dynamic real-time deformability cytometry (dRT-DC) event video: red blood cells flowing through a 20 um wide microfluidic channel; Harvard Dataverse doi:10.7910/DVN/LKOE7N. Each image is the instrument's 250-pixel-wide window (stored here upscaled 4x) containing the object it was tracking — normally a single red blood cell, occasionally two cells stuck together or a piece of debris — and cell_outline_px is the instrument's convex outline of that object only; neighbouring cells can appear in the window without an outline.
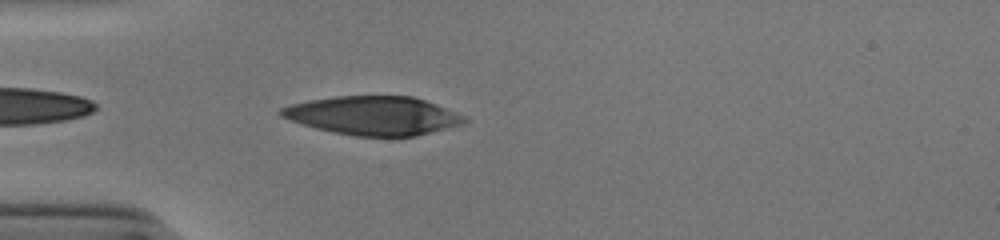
{"species": "human", "species_latin": "Homo sapiens", "temperature_condition": "cold", "stored_images_in_passage": 36, "camera_frame_rate_fps": 3000, "um_per_image_px": 0.085, "donor": {"sex": "male"}, "frame": {"image": 1, "passage_image": 2, "time_ms": 0.333, "image_size_px": [1000, 240], "cell_outline_px": [[468, 120], [464, 124], [416, 136], [356, 136], [316, 128], [280, 116], [276, 112], [280, 108], [292, 104], [308, 100], [336, 96], [412, 96], [436, 104], [464, 116]], "centroid_in_image_um": [31.73, 9.82], "position_along_channel_um": 53.3, "area_um2": 41.04}}
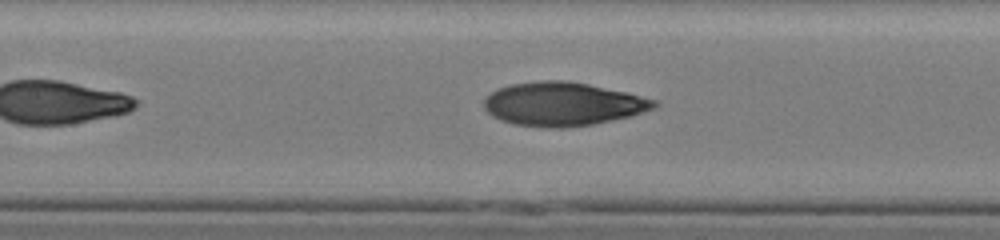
{"frame": {"image": 2, "passage_image": 11, "time_ms": 3.333, "image_size_px": [1000, 240], "cell_outline_px": [[660, 104], [656, 108], [632, 116], [592, 124], [564, 128], [548, 128], [512, 124], [500, 120], [492, 116], [484, 108], [484, 96], [496, 88], [512, 84], [540, 80], [564, 80], [588, 84], [624, 92], [656, 100]], "centroid_in_image_um": [47.81, 8.85], "position_along_channel_um": 159.6, "area_um2": 43.47}}
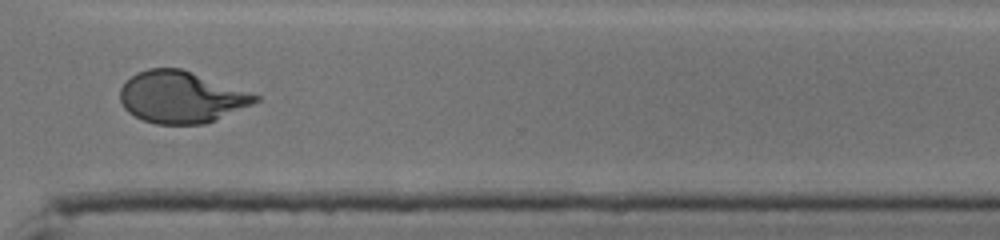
{"frame": {"image": 3, "passage_image": 26, "time_ms": 8.333, "image_size_px": [1000, 240], "cell_outline_px": [[260, 100], [252, 104], [204, 124], [156, 124], [144, 120], [128, 112], [124, 108], [120, 100], [120, 88], [136, 72], [148, 68], [180, 68], [260, 96]], "centroid_in_image_um": [15.36, 8.25], "position_along_channel_um": 355.2, "area_um2": 40.17}, "authors_computed_cell_mechanics": {"area_um2": 41.7605, "velocity_mm_per_s": 3.9137, "shape_relaxation_time_tau1_ms": 5.6103, "shape_relaxation_time_tau2_ms": 1.4011, "deformation_change_tau1": 0.2648, "deformation_change_tau2": 0.0706}}